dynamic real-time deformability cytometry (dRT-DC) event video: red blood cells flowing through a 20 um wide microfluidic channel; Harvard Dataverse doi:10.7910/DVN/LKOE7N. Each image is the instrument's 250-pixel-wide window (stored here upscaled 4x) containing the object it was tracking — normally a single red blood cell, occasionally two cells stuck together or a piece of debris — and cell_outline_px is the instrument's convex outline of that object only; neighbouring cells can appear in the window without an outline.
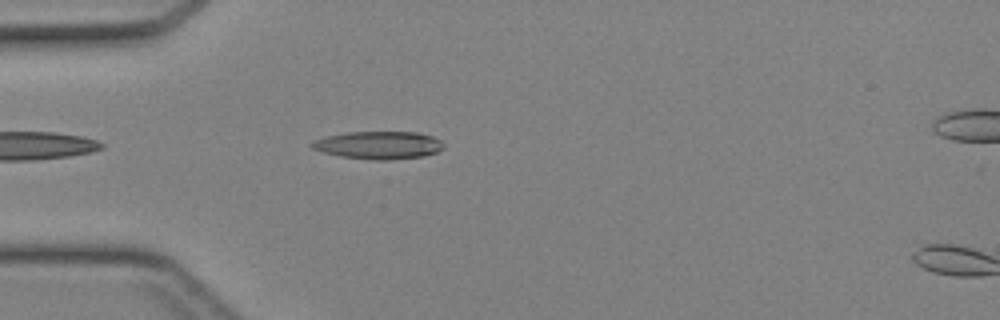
{"species": "Egyptian fruit bat (a non-hibernating species)", "species_latin": "Rousettus aegyptiacus", "temperature_condition": "cold", "stored_images_in_passage": 34, "camera_frame_rate_fps": 3000, "um_per_image_px": 0.085, "animal": {"sex": "female"}, "frame": {"image": 1, "passage_image": 3, "time_ms": 0.667, "image_size_px": [1000, 320], "cell_outline_px": [[444, 148], [436, 152], [424, 156], [388, 160], [372, 160], [340, 156], [324, 152], [312, 148], [308, 144], [312, 140], [324, 136], [348, 132], [416, 132], [432, 136], [440, 140], [444, 144]], "centroid_in_image_um": [32.15, 12.33], "position_along_channel_um": 52.8, "area_um2": 21.44}}
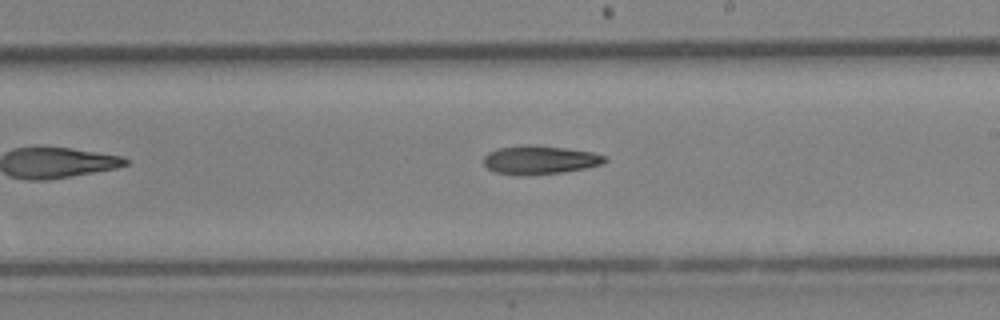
{"frame": {"image": 2, "passage_image": 16, "time_ms": 5.0, "image_size_px": [1000, 320], "cell_outline_px": [[608, 160], [600, 164], [584, 168], [560, 172], [496, 172], [488, 168], [484, 164], [484, 156], [488, 152], [496, 148], [524, 144], [532, 144], [564, 148], [592, 152], [608, 156]], "centroid_in_image_um": [45.91, 13.52], "position_along_channel_um": 243.1, "area_um2": 19.31}}
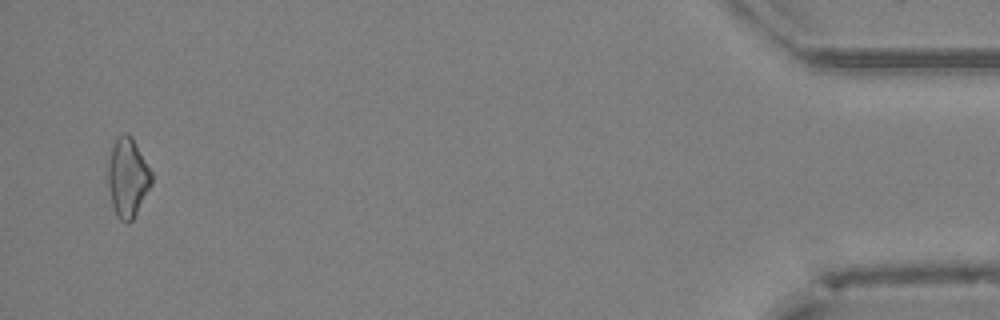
{"frame": {"image": 3, "passage_image": 33, "time_ms": 10.667, "image_size_px": [1000, 320], "cell_outline_px": [[152, 184], [132, 220], [120, 220], [112, 204], [108, 188], [108, 164], [112, 148], [116, 140], [124, 132], [128, 132], [132, 136], [152, 172]], "centroid_in_image_um": [10.86, 15.05], "position_along_channel_um": 424.3, "area_um2": 19.71}}